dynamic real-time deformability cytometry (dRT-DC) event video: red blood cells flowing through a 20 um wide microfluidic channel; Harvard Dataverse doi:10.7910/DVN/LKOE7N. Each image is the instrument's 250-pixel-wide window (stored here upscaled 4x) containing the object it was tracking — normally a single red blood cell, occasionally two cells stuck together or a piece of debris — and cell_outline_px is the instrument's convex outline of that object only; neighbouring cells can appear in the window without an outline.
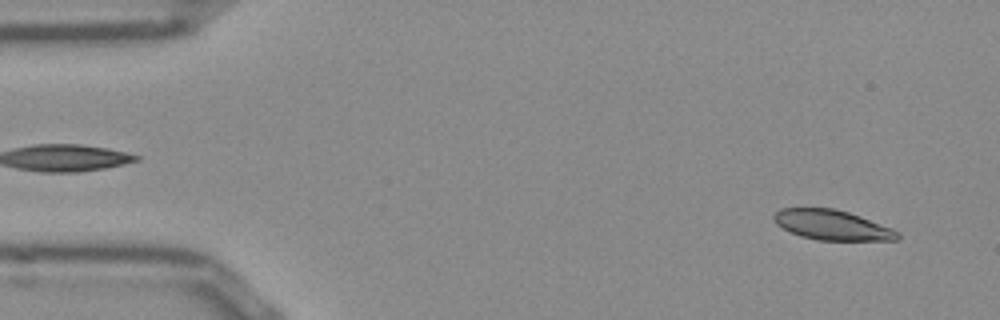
{"species": "Egyptian fruit bat (a non-hibernating species)", "species_latin": "Rousettus aegyptiacus", "temperature_condition": "room temperature", "stored_images_in_passage": 52, "camera_frame_rate_fps": 3000, "um_per_image_px": 0.085, "frame": {"image": 1, "passage_image": 4, "time_ms": 1.0, "image_size_px": [1000, 320], "cell_outline_px": [[900, 236], [896, 240], [816, 240], [800, 236], [776, 224], [772, 220], [772, 216], [780, 208], [832, 208], [848, 212], [860, 216], [892, 228], [900, 232]], "centroid_in_image_um": [70.72, 19.12], "position_along_channel_um": 14.3, "area_um2": 21.56}}
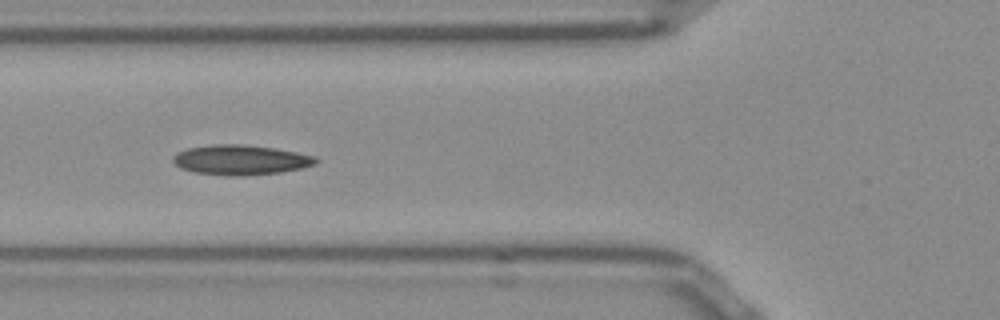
{"frame": {"image": 2, "passage_image": 19, "time_ms": 6.0, "image_size_px": [1000, 320], "cell_outline_px": [[320, 160], [316, 164], [304, 168], [280, 172], [244, 176], [224, 176], [192, 172], [180, 168], [172, 160], [172, 156], [176, 152], [188, 148], [216, 144], [240, 144], [276, 148], [316, 156]], "centroid_in_image_um": [20.46, 13.6], "position_along_channel_um": 105.3, "area_um2": 25.26}}
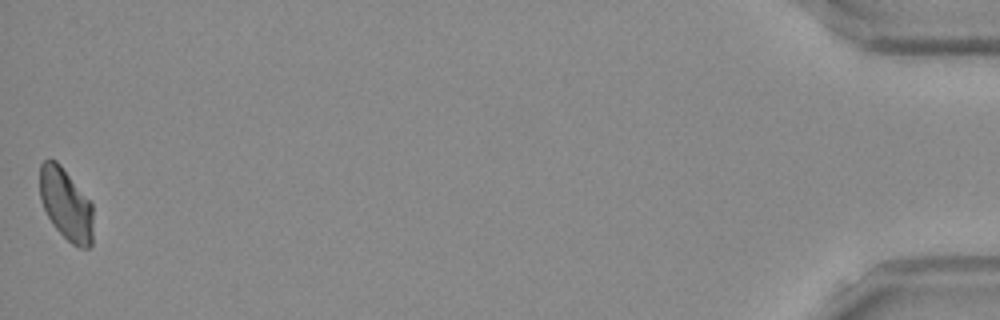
{"frame": {"image": 3, "passage_image": 52, "time_ms": 17.0, "image_size_px": [1000, 320], "cell_outline_px": [[92, 244], [88, 248], [80, 248], [72, 244], [52, 224], [40, 200], [40, 164], [44, 160], [56, 160], [60, 164], [92, 204]], "centroid_in_image_um": [5.6, 17.37], "position_along_channel_um": 429.6, "area_um2": 22.08}, "authors_computed_cell_mechanics": {"area_um2": 23.0333, "velocity_mm_per_s": 3.8717, "shape_relaxation_time_tau1_ms": 10.4672, "shape_relaxation_time_tau2_ms": 1.7913, "deformation_change_tau1": 0.17, "deformation_change_tau2": 0.0641}}